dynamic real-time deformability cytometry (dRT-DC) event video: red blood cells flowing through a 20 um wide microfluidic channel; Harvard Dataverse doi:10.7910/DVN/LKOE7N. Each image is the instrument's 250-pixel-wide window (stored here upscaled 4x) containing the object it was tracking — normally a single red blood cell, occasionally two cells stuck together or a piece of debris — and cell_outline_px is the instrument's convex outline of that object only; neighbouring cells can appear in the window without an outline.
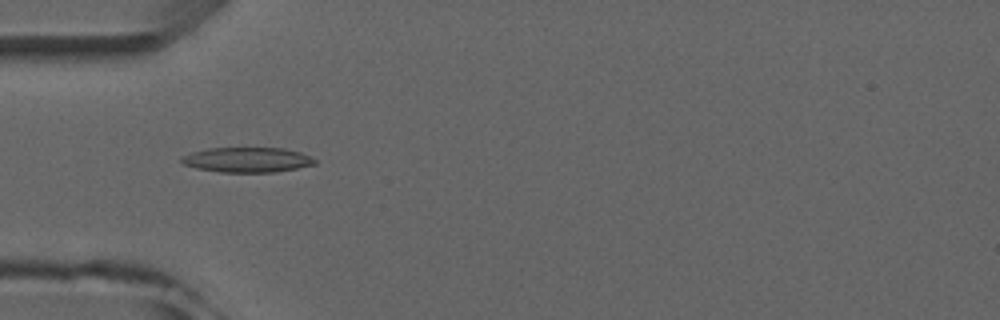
{"species": "common noctule bat (a hibernating species)", "species_latin": "Nyctalus noctula", "temperature_condition": "room temperature", "stored_images_in_passage": 6, "camera_frame_rate_fps": 3000, "um_per_image_px": 0.085, "animal": {"sex": "male", "forearm_length_mm": 52.5}, "frame": {"image": 1, "passage_image": 4, "time_ms": 3.333, "image_size_px": [1000, 320], "cell_outline_px": [[316, 164], [276, 172], [220, 172], [196, 168], [184, 164], [180, 160], [180, 156], [192, 152], [208, 148], [284, 148], [300, 152], [316, 160]], "centroid_in_image_um": [20.99, 13.58], "position_along_channel_um": 64.0, "area_um2": 19.36}}
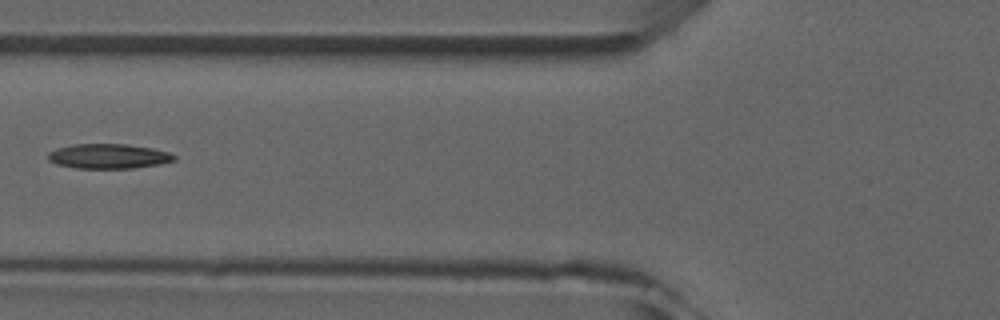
{"frame": {"image": 2, "passage_image": 5, "time_ms": 4.667, "image_size_px": [1000, 320], "cell_outline_px": [[176, 160], [160, 164], [132, 168], [76, 168], [56, 164], [48, 160], [48, 152], [56, 148], [72, 144], [128, 144], [152, 148], [168, 152], [176, 156]], "centroid_in_image_um": [9.21, 13.27], "position_along_channel_um": 116.6, "area_um2": 18.26}}
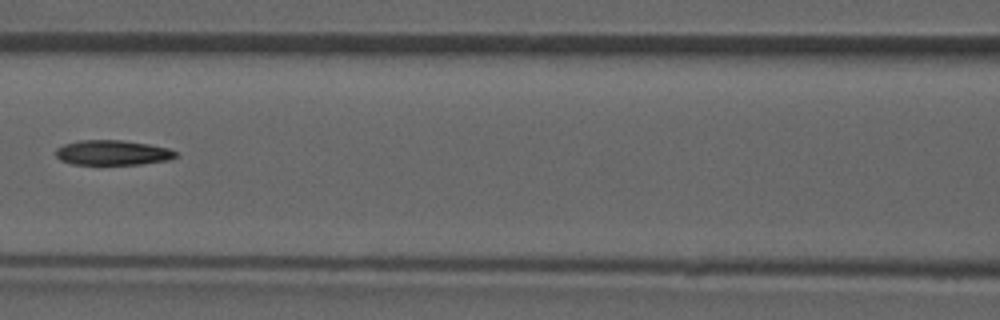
{"frame": {"image": 3, "passage_image": 6, "time_ms": 5.667, "image_size_px": [1000, 320], "cell_outline_px": [[180, 156], [168, 160], [140, 164], [72, 164], [60, 160], [56, 156], [56, 148], [64, 144], [80, 140], [120, 140], [148, 144], [168, 148], [176, 152]], "centroid_in_image_um": [9.57, 12.97], "position_along_channel_um": 157.0, "area_um2": 17.4}}